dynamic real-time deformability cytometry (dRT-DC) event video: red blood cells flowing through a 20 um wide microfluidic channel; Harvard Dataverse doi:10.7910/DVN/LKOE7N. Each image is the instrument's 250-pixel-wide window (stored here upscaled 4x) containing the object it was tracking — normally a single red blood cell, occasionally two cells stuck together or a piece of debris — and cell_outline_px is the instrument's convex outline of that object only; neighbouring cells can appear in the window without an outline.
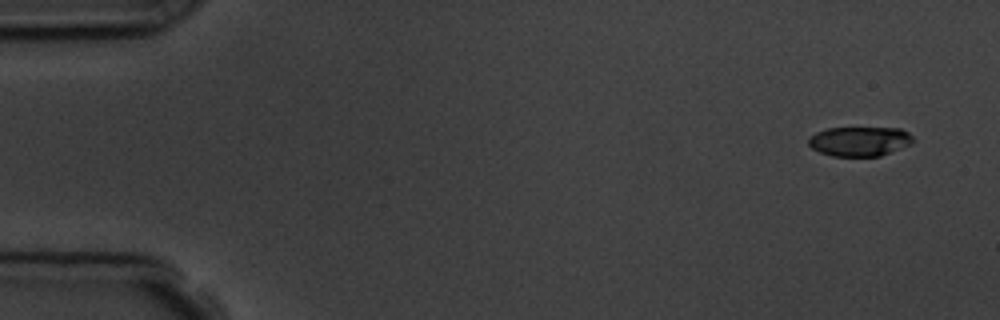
{"species": "common noctule bat (a hibernating species)", "species_latin": "Nyctalus noctula", "temperature_condition": "room temperature", "stored_images_in_passage": 4, "camera_frame_rate_fps": 3000, "um_per_image_px": 0.085, "animal": {"sex": "male", "body_mass_g": 19.5, "forearm_length_mm": 54.6}, "frame": {"image": 1, "passage_image": 1, "time_ms": 0.0, "image_size_px": [1000, 320], "cell_outline_px": [[912, 144], [880, 156], [832, 156], [820, 152], [812, 148], [808, 144], [808, 136], [816, 132], [828, 128], [900, 128], [908, 132], [912, 136]], "centroid_in_image_um": [73.05, 12.01], "position_along_channel_um": 12.0, "area_um2": 18.03}}
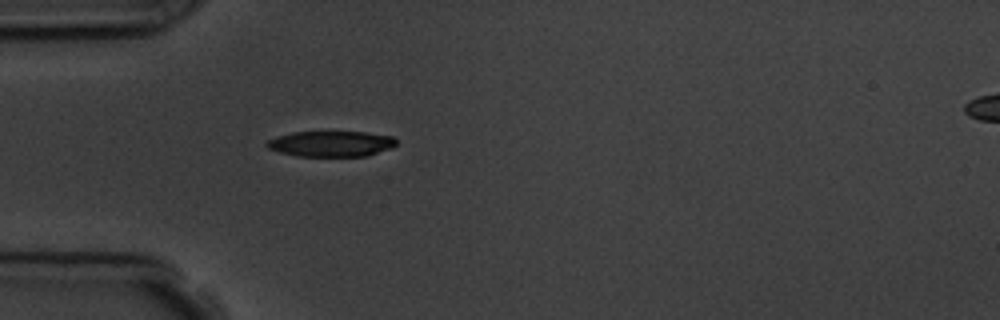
{"frame": {"image": 2, "passage_image": 4, "time_ms": 4.333, "image_size_px": [1000, 320], "cell_outline_px": [[396, 144], [392, 148], [368, 156], [296, 156], [280, 152], [268, 148], [264, 144], [268, 140], [276, 136], [292, 132], [364, 132], [392, 136], [396, 140]], "centroid_in_image_um": [28.14, 12.22], "position_along_channel_um": 56.9, "area_um2": 19.42}}